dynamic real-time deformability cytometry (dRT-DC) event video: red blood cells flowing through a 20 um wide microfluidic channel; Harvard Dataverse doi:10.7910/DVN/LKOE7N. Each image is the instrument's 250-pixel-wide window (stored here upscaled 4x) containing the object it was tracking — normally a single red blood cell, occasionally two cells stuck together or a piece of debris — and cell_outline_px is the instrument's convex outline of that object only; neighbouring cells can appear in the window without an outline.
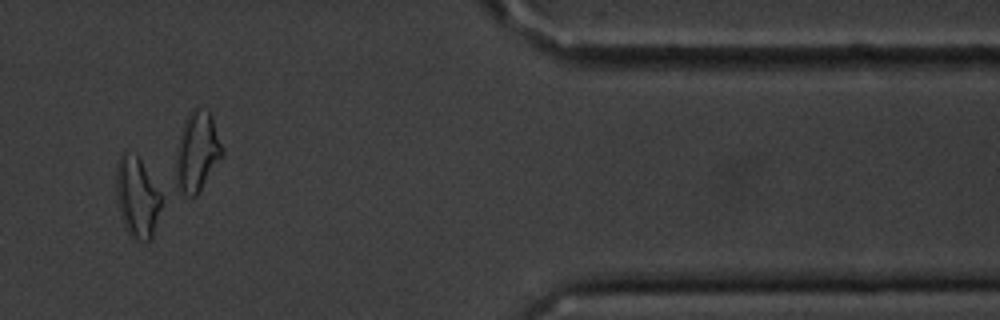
{"species": "common noctule bat (a hibernating species)", "species_latin": "Nyctalus noctula", "temperature_condition": "cold", "stored_images_in_passage": 15, "camera_frame_rate_fps": 3000, "um_per_image_px": 0.085, "animal": {"sex": "male", "body_mass_g": 20.1, "forearm_length_mm": 53.5}, "frame": {"image": 1, "passage_image": 13, "time_ms": 14.667, "image_size_px": [1000, 320], "cell_outline_px": [[160, 208], [152, 240], [136, 240], [128, 232], [120, 216], [116, 200], [116, 164], [120, 152], [124, 148], [136, 156], [140, 160], [160, 192]], "centroid_in_image_um": [11.6, 16.73], "position_along_channel_um": 399.8, "area_um2": 21.21}, "authors_computed_cell_mechanics": {"area_um2": 17.4556, "velocity_mm_per_s": 3.4209, "shape_relaxation_time_tau1_ms": null, "shape_relaxation_time_tau2_ms": 4.1735, "deformation_change_tau1": null, "deformation_change_tau2": 0.1033}}